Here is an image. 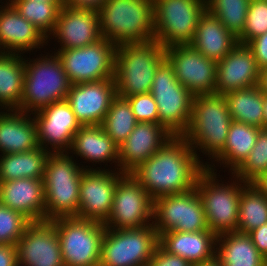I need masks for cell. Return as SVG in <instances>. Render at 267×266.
<instances>
[{
	"label": "cell",
	"mask_w": 267,
	"mask_h": 266,
	"mask_svg": "<svg viewBox=\"0 0 267 266\" xmlns=\"http://www.w3.org/2000/svg\"><path fill=\"white\" fill-rule=\"evenodd\" d=\"M205 168L184 136H172L131 174L155 200L195 188Z\"/></svg>",
	"instance_id": "cell-1"
},
{
	"label": "cell",
	"mask_w": 267,
	"mask_h": 266,
	"mask_svg": "<svg viewBox=\"0 0 267 266\" xmlns=\"http://www.w3.org/2000/svg\"><path fill=\"white\" fill-rule=\"evenodd\" d=\"M232 121L225 95L194 96L191 121L183 136L205 166L223 150ZM201 153L209 159L203 160Z\"/></svg>",
	"instance_id": "cell-2"
},
{
	"label": "cell",
	"mask_w": 267,
	"mask_h": 266,
	"mask_svg": "<svg viewBox=\"0 0 267 266\" xmlns=\"http://www.w3.org/2000/svg\"><path fill=\"white\" fill-rule=\"evenodd\" d=\"M165 59V48L156 40L125 43L116 47V94L125 98L150 93L155 71Z\"/></svg>",
	"instance_id": "cell-3"
},
{
	"label": "cell",
	"mask_w": 267,
	"mask_h": 266,
	"mask_svg": "<svg viewBox=\"0 0 267 266\" xmlns=\"http://www.w3.org/2000/svg\"><path fill=\"white\" fill-rule=\"evenodd\" d=\"M44 53L32 59L23 55L25 77L20 111L28 114L66 100L72 85L58 56L45 50Z\"/></svg>",
	"instance_id": "cell-4"
},
{
	"label": "cell",
	"mask_w": 267,
	"mask_h": 266,
	"mask_svg": "<svg viewBox=\"0 0 267 266\" xmlns=\"http://www.w3.org/2000/svg\"><path fill=\"white\" fill-rule=\"evenodd\" d=\"M98 16L102 38L116 46L154 39L153 0H107Z\"/></svg>",
	"instance_id": "cell-5"
},
{
	"label": "cell",
	"mask_w": 267,
	"mask_h": 266,
	"mask_svg": "<svg viewBox=\"0 0 267 266\" xmlns=\"http://www.w3.org/2000/svg\"><path fill=\"white\" fill-rule=\"evenodd\" d=\"M68 152L50 153L46 161L43 187L45 221L61 217H76L79 188L84 169Z\"/></svg>",
	"instance_id": "cell-6"
},
{
	"label": "cell",
	"mask_w": 267,
	"mask_h": 266,
	"mask_svg": "<svg viewBox=\"0 0 267 266\" xmlns=\"http://www.w3.org/2000/svg\"><path fill=\"white\" fill-rule=\"evenodd\" d=\"M230 174L231 177L227 180L231 182H226L222 181L219 173L205 168L196 182V190L203 203L208 228L216 236L237 232L239 201L242 186L246 182L233 173Z\"/></svg>",
	"instance_id": "cell-7"
},
{
	"label": "cell",
	"mask_w": 267,
	"mask_h": 266,
	"mask_svg": "<svg viewBox=\"0 0 267 266\" xmlns=\"http://www.w3.org/2000/svg\"><path fill=\"white\" fill-rule=\"evenodd\" d=\"M150 93L157 104L159 124L171 135L183 136L191 121L194 96L177 80L166 58L155 71Z\"/></svg>",
	"instance_id": "cell-8"
},
{
	"label": "cell",
	"mask_w": 267,
	"mask_h": 266,
	"mask_svg": "<svg viewBox=\"0 0 267 266\" xmlns=\"http://www.w3.org/2000/svg\"><path fill=\"white\" fill-rule=\"evenodd\" d=\"M51 222L58 233L65 266H99L106 230L103 223L77 217H61Z\"/></svg>",
	"instance_id": "cell-9"
},
{
	"label": "cell",
	"mask_w": 267,
	"mask_h": 266,
	"mask_svg": "<svg viewBox=\"0 0 267 266\" xmlns=\"http://www.w3.org/2000/svg\"><path fill=\"white\" fill-rule=\"evenodd\" d=\"M206 0H153L154 39L164 48L193 41Z\"/></svg>",
	"instance_id": "cell-10"
},
{
	"label": "cell",
	"mask_w": 267,
	"mask_h": 266,
	"mask_svg": "<svg viewBox=\"0 0 267 266\" xmlns=\"http://www.w3.org/2000/svg\"><path fill=\"white\" fill-rule=\"evenodd\" d=\"M158 243L153 224L131 229L106 228L99 266H147Z\"/></svg>",
	"instance_id": "cell-11"
},
{
	"label": "cell",
	"mask_w": 267,
	"mask_h": 266,
	"mask_svg": "<svg viewBox=\"0 0 267 266\" xmlns=\"http://www.w3.org/2000/svg\"><path fill=\"white\" fill-rule=\"evenodd\" d=\"M116 45L102 38L81 48L56 49L71 84L114 78Z\"/></svg>",
	"instance_id": "cell-12"
},
{
	"label": "cell",
	"mask_w": 267,
	"mask_h": 266,
	"mask_svg": "<svg viewBox=\"0 0 267 266\" xmlns=\"http://www.w3.org/2000/svg\"><path fill=\"white\" fill-rule=\"evenodd\" d=\"M153 225L158 236L168 231L209 230L203 203L196 187L184 193L156 198L154 200Z\"/></svg>",
	"instance_id": "cell-13"
},
{
	"label": "cell",
	"mask_w": 267,
	"mask_h": 266,
	"mask_svg": "<svg viewBox=\"0 0 267 266\" xmlns=\"http://www.w3.org/2000/svg\"><path fill=\"white\" fill-rule=\"evenodd\" d=\"M154 200L132 175L117 182L111 213L104 223L110 229L142 228L153 224Z\"/></svg>",
	"instance_id": "cell-14"
},
{
	"label": "cell",
	"mask_w": 267,
	"mask_h": 266,
	"mask_svg": "<svg viewBox=\"0 0 267 266\" xmlns=\"http://www.w3.org/2000/svg\"><path fill=\"white\" fill-rule=\"evenodd\" d=\"M177 80L193 95L215 94L217 62L187 45L165 48Z\"/></svg>",
	"instance_id": "cell-15"
},
{
	"label": "cell",
	"mask_w": 267,
	"mask_h": 266,
	"mask_svg": "<svg viewBox=\"0 0 267 266\" xmlns=\"http://www.w3.org/2000/svg\"><path fill=\"white\" fill-rule=\"evenodd\" d=\"M106 170H84L79 188L77 218L105 223L111 213L117 182L124 175L114 171L111 165Z\"/></svg>",
	"instance_id": "cell-16"
},
{
	"label": "cell",
	"mask_w": 267,
	"mask_h": 266,
	"mask_svg": "<svg viewBox=\"0 0 267 266\" xmlns=\"http://www.w3.org/2000/svg\"><path fill=\"white\" fill-rule=\"evenodd\" d=\"M31 115L40 147L50 153L69 152L74 135L82 125L67 100L54 102Z\"/></svg>",
	"instance_id": "cell-17"
},
{
	"label": "cell",
	"mask_w": 267,
	"mask_h": 266,
	"mask_svg": "<svg viewBox=\"0 0 267 266\" xmlns=\"http://www.w3.org/2000/svg\"><path fill=\"white\" fill-rule=\"evenodd\" d=\"M18 266H65L55 225L31 222L17 244Z\"/></svg>",
	"instance_id": "cell-18"
},
{
	"label": "cell",
	"mask_w": 267,
	"mask_h": 266,
	"mask_svg": "<svg viewBox=\"0 0 267 266\" xmlns=\"http://www.w3.org/2000/svg\"><path fill=\"white\" fill-rule=\"evenodd\" d=\"M50 39L57 40V46L60 45L57 49L81 48L96 43L102 39L98 12L63 5L47 43Z\"/></svg>",
	"instance_id": "cell-19"
},
{
	"label": "cell",
	"mask_w": 267,
	"mask_h": 266,
	"mask_svg": "<svg viewBox=\"0 0 267 266\" xmlns=\"http://www.w3.org/2000/svg\"><path fill=\"white\" fill-rule=\"evenodd\" d=\"M114 78L71 85L67 101L82 126L101 125L116 96Z\"/></svg>",
	"instance_id": "cell-20"
},
{
	"label": "cell",
	"mask_w": 267,
	"mask_h": 266,
	"mask_svg": "<svg viewBox=\"0 0 267 266\" xmlns=\"http://www.w3.org/2000/svg\"><path fill=\"white\" fill-rule=\"evenodd\" d=\"M259 68L252 49L238 43L217 62L215 94L225 95L239 89L260 84Z\"/></svg>",
	"instance_id": "cell-21"
},
{
	"label": "cell",
	"mask_w": 267,
	"mask_h": 266,
	"mask_svg": "<svg viewBox=\"0 0 267 266\" xmlns=\"http://www.w3.org/2000/svg\"><path fill=\"white\" fill-rule=\"evenodd\" d=\"M172 136L159 123L138 122L128 138L119 146V171L131 174Z\"/></svg>",
	"instance_id": "cell-22"
},
{
	"label": "cell",
	"mask_w": 267,
	"mask_h": 266,
	"mask_svg": "<svg viewBox=\"0 0 267 266\" xmlns=\"http://www.w3.org/2000/svg\"><path fill=\"white\" fill-rule=\"evenodd\" d=\"M45 45L49 46L47 38L35 25L22 17L10 3L0 5V52L36 54L34 51H41Z\"/></svg>",
	"instance_id": "cell-23"
},
{
	"label": "cell",
	"mask_w": 267,
	"mask_h": 266,
	"mask_svg": "<svg viewBox=\"0 0 267 266\" xmlns=\"http://www.w3.org/2000/svg\"><path fill=\"white\" fill-rule=\"evenodd\" d=\"M72 157L75 156L76 160L80 156V160L85 161L82 165L84 170H106L108 163L113 165V170L119 171V146L105 133L104 128L101 125H87L82 126L74 135L71 148L68 152ZM92 163L94 165L89 166L85 163ZM105 164V168H102ZM100 164V167H96L95 164ZM113 163V164H112Z\"/></svg>",
	"instance_id": "cell-24"
},
{
	"label": "cell",
	"mask_w": 267,
	"mask_h": 266,
	"mask_svg": "<svg viewBox=\"0 0 267 266\" xmlns=\"http://www.w3.org/2000/svg\"><path fill=\"white\" fill-rule=\"evenodd\" d=\"M0 203L22 213L31 222L45 221L43 180L21 178L0 182Z\"/></svg>",
	"instance_id": "cell-25"
},
{
	"label": "cell",
	"mask_w": 267,
	"mask_h": 266,
	"mask_svg": "<svg viewBox=\"0 0 267 266\" xmlns=\"http://www.w3.org/2000/svg\"><path fill=\"white\" fill-rule=\"evenodd\" d=\"M217 236L211 230L168 231L159 235V244L169 253L186 259L193 266L216 258Z\"/></svg>",
	"instance_id": "cell-26"
},
{
	"label": "cell",
	"mask_w": 267,
	"mask_h": 266,
	"mask_svg": "<svg viewBox=\"0 0 267 266\" xmlns=\"http://www.w3.org/2000/svg\"><path fill=\"white\" fill-rule=\"evenodd\" d=\"M40 147L36 123L20 110H0V153H22Z\"/></svg>",
	"instance_id": "cell-27"
},
{
	"label": "cell",
	"mask_w": 267,
	"mask_h": 266,
	"mask_svg": "<svg viewBox=\"0 0 267 266\" xmlns=\"http://www.w3.org/2000/svg\"><path fill=\"white\" fill-rule=\"evenodd\" d=\"M237 44L238 38L207 10L201 15L190 43L206 58L216 62L222 60Z\"/></svg>",
	"instance_id": "cell-28"
},
{
	"label": "cell",
	"mask_w": 267,
	"mask_h": 266,
	"mask_svg": "<svg viewBox=\"0 0 267 266\" xmlns=\"http://www.w3.org/2000/svg\"><path fill=\"white\" fill-rule=\"evenodd\" d=\"M260 130L246 123L232 121L223 150L208 162L206 168L217 172L216 168L222 166L229 170L228 173H233L252 151Z\"/></svg>",
	"instance_id": "cell-29"
},
{
	"label": "cell",
	"mask_w": 267,
	"mask_h": 266,
	"mask_svg": "<svg viewBox=\"0 0 267 266\" xmlns=\"http://www.w3.org/2000/svg\"><path fill=\"white\" fill-rule=\"evenodd\" d=\"M216 259L223 266H266L250 236L240 232L217 236Z\"/></svg>",
	"instance_id": "cell-30"
},
{
	"label": "cell",
	"mask_w": 267,
	"mask_h": 266,
	"mask_svg": "<svg viewBox=\"0 0 267 266\" xmlns=\"http://www.w3.org/2000/svg\"><path fill=\"white\" fill-rule=\"evenodd\" d=\"M24 77L22 54L0 52V110H20Z\"/></svg>",
	"instance_id": "cell-31"
},
{
	"label": "cell",
	"mask_w": 267,
	"mask_h": 266,
	"mask_svg": "<svg viewBox=\"0 0 267 266\" xmlns=\"http://www.w3.org/2000/svg\"><path fill=\"white\" fill-rule=\"evenodd\" d=\"M49 154L42 147L22 153L0 154V182L21 178L43 180Z\"/></svg>",
	"instance_id": "cell-32"
},
{
	"label": "cell",
	"mask_w": 267,
	"mask_h": 266,
	"mask_svg": "<svg viewBox=\"0 0 267 266\" xmlns=\"http://www.w3.org/2000/svg\"><path fill=\"white\" fill-rule=\"evenodd\" d=\"M233 121L264 128V91L260 85L225 94Z\"/></svg>",
	"instance_id": "cell-33"
},
{
	"label": "cell",
	"mask_w": 267,
	"mask_h": 266,
	"mask_svg": "<svg viewBox=\"0 0 267 266\" xmlns=\"http://www.w3.org/2000/svg\"><path fill=\"white\" fill-rule=\"evenodd\" d=\"M267 223V198L254 183L242 186L237 232L248 234Z\"/></svg>",
	"instance_id": "cell-34"
},
{
	"label": "cell",
	"mask_w": 267,
	"mask_h": 266,
	"mask_svg": "<svg viewBox=\"0 0 267 266\" xmlns=\"http://www.w3.org/2000/svg\"><path fill=\"white\" fill-rule=\"evenodd\" d=\"M138 121L126 98L116 95L101 124L105 133L120 146L133 131Z\"/></svg>",
	"instance_id": "cell-35"
},
{
	"label": "cell",
	"mask_w": 267,
	"mask_h": 266,
	"mask_svg": "<svg viewBox=\"0 0 267 266\" xmlns=\"http://www.w3.org/2000/svg\"><path fill=\"white\" fill-rule=\"evenodd\" d=\"M10 4L22 17L35 25L46 38L54 31L58 15L64 5L63 2L34 0H10Z\"/></svg>",
	"instance_id": "cell-36"
},
{
	"label": "cell",
	"mask_w": 267,
	"mask_h": 266,
	"mask_svg": "<svg viewBox=\"0 0 267 266\" xmlns=\"http://www.w3.org/2000/svg\"><path fill=\"white\" fill-rule=\"evenodd\" d=\"M250 0H206V10L238 37L244 30Z\"/></svg>",
	"instance_id": "cell-37"
},
{
	"label": "cell",
	"mask_w": 267,
	"mask_h": 266,
	"mask_svg": "<svg viewBox=\"0 0 267 266\" xmlns=\"http://www.w3.org/2000/svg\"><path fill=\"white\" fill-rule=\"evenodd\" d=\"M267 171V129L259 131L256 143L245 161L233 172L242 181L254 183Z\"/></svg>",
	"instance_id": "cell-38"
},
{
	"label": "cell",
	"mask_w": 267,
	"mask_h": 266,
	"mask_svg": "<svg viewBox=\"0 0 267 266\" xmlns=\"http://www.w3.org/2000/svg\"><path fill=\"white\" fill-rule=\"evenodd\" d=\"M30 223L22 213L0 203V244L16 246Z\"/></svg>",
	"instance_id": "cell-39"
},
{
	"label": "cell",
	"mask_w": 267,
	"mask_h": 266,
	"mask_svg": "<svg viewBox=\"0 0 267 266\" xmlns=\"http://www.w3.org/2000/svg\"><path fill=\"white\" fill-rule=\"evenodd\" d=\"M267 32V0H250L245 27L237 37L238 43L248 44Z\"/></svg>",
	"instance_id": "cell-40"
},
{
	"label": "cell",
	"mask_w": 267,
	"mask_h": 266,
	"mask_svg": "<svg viewBox=\"0 0 267 266\" xmlns=\"http://www.w3.org/2000/svg\"><path fill=\"white\" fill-rule=\"evenodd\" d=\"M125 98L138 122L159 123L157 104L151 93L136 94Z\"/></svg>",
	"instance_id": "cell-41"
},
{
	"label": "cell",
	"mask_w": 267,
	"mask_h": 266,
	"mask_svg": "<svg viewBox=\"0 0 267 266\" xmlns=\"http://www.w3.org/2000/svg\"><path fill=\"white\" fill-rule=\"evenodd\" d=\"M147 266H193L186 259L166 251L159 243L157 244L152 258Z\"/></svg>",
	"instance_id": "cell-42"
},
{
	"label": "cell",
	"mask_w": 267,
	"mask_h": 266,
	"mask_svg": "<svg viewBox=\"0 0 267 266\" xmlns=\"http://www.w3.org/2000/svg\"><path fill=\"white\" fill-rule=\"evenodd\" d=\"M254 54L255 60L261 70L267 67V32L256 37L247 44Z\"/></svg>",
	"instance_id": "cell-43"
},
{
	"label": "cell",
	"mask_w": 267,
	"mask_h": 266,
	"mask_svg": "<svg viewBox=\"0 0 267 266\" xmlns=\"http://www.w3.org/2000/svg\"><path fill=\"white\" fill-rule=\"evenodd\" d=\"M259 253L267 259V223L248 233Z\"/></svg>",
	"instance_id": "cell-44"
},
{
	"label": "cell",
	"mask_w": 267,
	"mask_h": 266,
	"mask_svg": "<svg viewBox=\"0 0 267 266\" xmlns=\"http://www.w3.org/2000/svg\"><path fill=\"white\" fill-rule=\"evenodd\" d=\"M0 266H18L16 246L0 244Z\"/></svg>",
	"instance_id": "cell-45"
},
{
	"label": "cell",
	"mask_w": 267,
	"mask_h": 266,
	"mask_svg": "<svg viewBox=\"0 0 267 266\" xmlns=\"http://www.w3.org/2000/svg\"><path fill=\"white\" fill-rule=\"evenodd\" d=\"M107 0H63L64 5L75 8L99 11Z\"/></svg>",
	"instance_id": "cell-46"
},
{
	"label": "cell",
	"mask_w": 267,
	"mask_h": 266,
	"mask_svg": "<svg viewBox=\"0 0 267 266\" xmlns=\"http://www.w3.org/2000/svg\"><path fill=\"white\" fill-rule=\"evenodd\" d=\"M255 185L264 193L265 197L267 198V171L259 177L255 182Z\"/></svg>",
	"instance_id": "cell-47"
},
{
	"label": "cell",
	"mask_w": 267,
	"mask_h": 266,
	"mask_svg": "<svg viewBox=\"0 0 267 266\" xmlns=\"http://www.w3.org/2000/svg\"><path fill=\"white\" fill-rule=\"evenodd\" d=\"M260 87L264 91V93H267V67L261 70V78H260Z\"/></svg>",
	"instance_id": "cell-48"
},
{
	"label": "cell",
	"mask_w": 267,
	"mask_h": 266,
	"mask_svg": "<svg viewBox=\"0 0 267 266\" xmlns=\"http://www.w3.org/2000/svg\"><path fill=\"white\" fill-rule=\"evenodd\" d=\"M264 129H267V93H264Z\"/></svg>",
	"instance_id": "cell-49"
},
{
	"label": "cell",
	"mask_w": 267,
	"mask_h": 266,
	"mask_svg": "<svg viewBox=\"0 0 267 266\" xmlns=\"http://www.w3.org/2000/svg\"><path fill=\"white\" fill-rule=\"evenodd\" d=\"M195 266H223L216 258L212 261L206 262L204 264L195 265Z\"/></svg>",
	"instance_id": "cell-50"
},
{
	"label": "cell",
	"mask_w": 267,
	"mask_h": 266,
	"mask_svg": "<svg viewBox=\"0 0 267 266\" xmlns=\"http://www.w3.org/2000/svg\"><path fill=\"white\" fill-rule=\"evenodd\" d=\"M34 1H38V2H63V0H34Z\"/></svg>",
	"instance_id": "cell-51"
},
{
	"label": "cell",
	"mask_w": 267,
	"mask_h": 266,
	"mask_svg": "<svg viewBox=\"0 0 267 266\" xmlns=\"http://www.w3.org/2000/svg\"><path fill=\"white\" fill-rule=\"evenodd\" d=\"M4 2H5V3H4ZM0 3H1V4H9V3H10V0H5V1L3 0V2H2V0H1Z\"/></svg>",
	"instance_id": "cell-52"
}]
</instances>
